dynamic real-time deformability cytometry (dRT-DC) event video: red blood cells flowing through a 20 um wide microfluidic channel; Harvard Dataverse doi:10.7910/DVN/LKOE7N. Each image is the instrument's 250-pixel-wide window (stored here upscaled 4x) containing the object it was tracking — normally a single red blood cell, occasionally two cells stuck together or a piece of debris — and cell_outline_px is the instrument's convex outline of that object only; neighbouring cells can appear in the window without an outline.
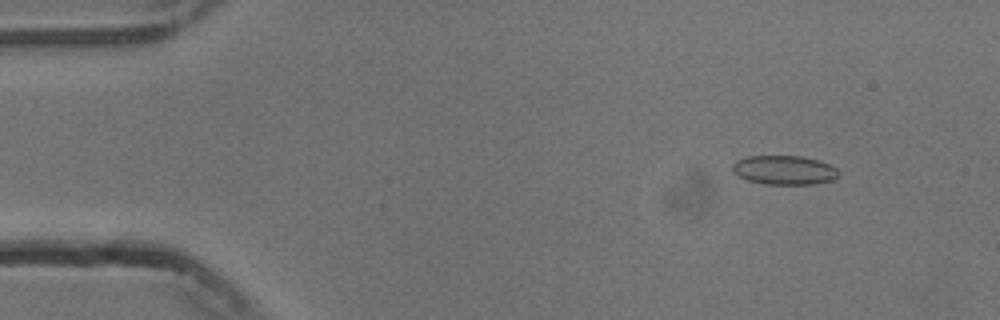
{"species": "common noctule bat (a hibernating species)", "species_latin": "Nyctalus noctula", "temperature_condition": "cold", "stored_images_in_passage": 19, "camera_frame_rate_fps": 3000, "um_per_image_px": 0.085, "animal": {"sex": "male", "body_mass_g": 13.3}, "frame": {"image": 1, "passage_image": 6, "time_ms": 1.667, "image_size_px": [1000, 320], "cell_outline_px": [[840, 172], [832, 180], [812, 184], [764, 184], [748, 180], [732, 172], [732, 164], [736, 160], [748, 156], [804, 156], [828, 164], [836, 168]], "centroid_in_image_um": [66.63, 14.45], "position_along_channel_um": 18.4, "area_um2": 17.92}}
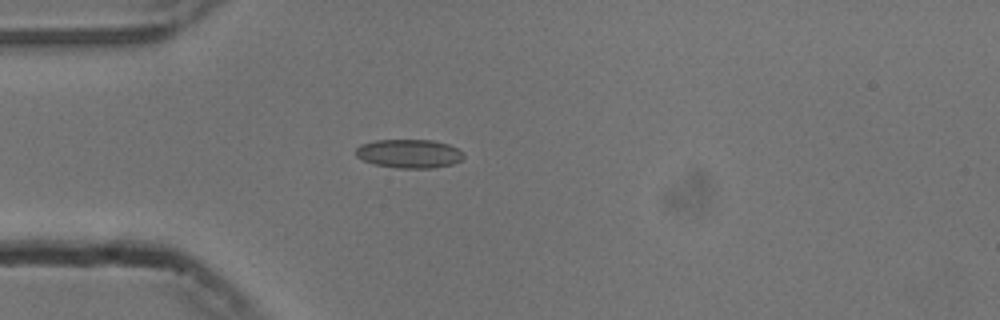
{"frame": {"image": 2, "passage_image": 15, "time_ms": 4.667, "image_size_px": [1000, 320], "cell_outline_px": [[464, 156], [460, 160], [452, 164], [432, 168], [396, 168], [376, 164], [364, 160], [356, 156], [356, 148], [360, 144], [376, 140], [432, 140], [448, 144], [464, 152]], "centroid_in_image_um": [34.78, 13.05], "position_along_channel_um": 50.2, "area_um2": 17.98}}